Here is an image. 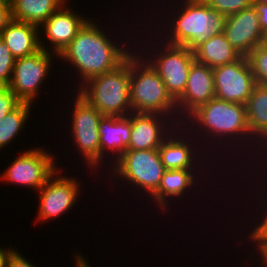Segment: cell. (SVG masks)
<instances>
[{
	"label": "cell",
	"mask_w": 267,
	"mask_h": 267,
	"mask_svg": "<svg viewBox=\"0 0 267 267\" xmlns=\"http://www.w3.org/2000/svg\"><path fill=\"white\" fill-rule=\"evenodd\" d=\"M92 20L90 17L58 56V60H64V65L66 61V65H71L70 68H74L75 71L77 69L76 77L80 76L77 83L81 80L79 87L94 76L116 69L132 53L131 51H134L131 46L129 49L126 48L127 42H115L118 38L111 39L110 35L95 23L96 19Z\"/></svg>",
	"instance_id": "obj_1"
},
{
	"label": "cell",
	"mask_w": 267,
	"mask_h": 267,
	"mask_svg": "<svg viewBox=\"0 0 267 267\" xmlns=\"http://www.w3.org/2000/svg\"><path fill=\"white\" fill-rule=\"evenodd\" d=\"M182 126H186V128L188 126V128L190 129H188V131L191 132L192 130L191 134H195L194 136L196 139V135L198 134L200 136L199 140L201 136H203V138H206L204 140L205 142L207 141L206 143L209 144L211 141L210 144L211 146L213 144V147H218V144L222 143L225 148L226 141L230 140V142L227 141V143L229 144L226 143V145H228L227 148L231 147L233 143H236L234 145L235 147L239 146L240 148L243 147L244 149L245 147L248 149L252 146L253 143L254 150L253 148H251L252 152L256 151V149L258 148V145L256 144V142H253L252 137L249 133L246 107L244 104L232 103L215 97L193 111L184 120ZM194 130H196L195 133H193ZM201 133L203 135H201ZM213 139L217 140L218 142L214 141ZM215 142L217 144L214 146ZM238 143L241 145H239ZM245 143L248 145V147L247 145L244 146Z\"/></svg>",
	"instance_id": "obj_2"
},
{
	"label": "cell",
	"mask_w": 267,
	"mask_h": 267,
	"mask_svg": "<svg viewBox=\"0 0 267 267\" xmlns=\"http://www.w3.org/2000/svg\"><path fill=\"white\" fill-rule=\"evenodd\" d=\"M181 4L171 8L169 19L166 18V26L157 29L160 37H164L166 43L185 46L194 49L201 42L210 39L215 34L223 33L226 16L212 9L204 0H181ZM178 8V9H177ZM180 9V10H179ZM174 10L177 11L174 13ZM171 12L173 16L170 17ZM176 15V16H175ZM171 18V20H170ZM169 25V26H168ZM169 27V28H167ZM162 31V33H161ZM164 33V35H163ZM169 38V39H168Z\"/></svg>",
	"instance_id": "obj_3"
},
{
	"label": "cell",
	"mask_w": 267,
	"mask_h": 267,
	"mask_svg": "<svg viewBox=\"0 0 267 267\" xmlns=\"http://www.w3.org/2000/svg\"><path fill=\"white\" fill-rule=\"evenodd\" d=\"M134 49L130 54V100L132 112L158 113L178 118L176 101L167 92L166 86L157 71ZM177 118H176V117Z\"/></svg>",
	"instance_id": "obj_4"
},
{
	"label": "cell",
	"mask_w": 267,
	"mask_h": 267,
	"mask_svg": "<svg viewBox=\"0 0 267 267\" xmlns=\"http://www.w3.org/2000/svg\"><path fill=\"white\" fill-rule=\"evenodd\" d=\"M76 92L103 116H128L130 100V55L116 69L94 76Z\"/></svg>",
	"instance_id": "obj_5"
},
{
	"label": "cell",
	"mask_w": 267,
	"mask_h": 267,
	"mask_svg": "<svg viewBox=\"0 0 267 267\" xmlns=\"http://www.w3.org/2000/svg\"><path fill=\"white\" fill-rule=\"evenodd\" d=\"M153 43L154 50H151L153 48H149L147 45V48L143 49L144 52L142 48L138 52L140 51L141 55L157 71L166 86L167 92L176 101L186 88L189 70L195 62L194 51L185 46L173 45L165 41L163 43V40H158L155 47ZM158 43H161L159 44L160 48L156 47ZM156 48L158 49L156 50ZM147 49L149 52H147Z\"/></svg>",
	"instance_id": "obj_6"
},
{
	"label": "cell",
	"mask_w": 267,
	"mask_h": 267,
	"mask_svg": "<svg viewBox=\"0 0 267 267\" xmlns=\"http://www.w3.org/2000/svg\"><path fill=\"white\" fill-rule=\"evenodd\" d=\"M114 163L110 171L116 179L127 181L124 186L129 184L134 191L138 187V192L150 197L158 190L166 171L158 149L126 150Z\"/></svg>",
	"instance_id": "obj_7"
},
{
	"label": "cell",
	"mask_w": 267,
	"mask_h": 267,
	"mask_svg": "<svg viewBox=\"0 0 267 267\" xmlns=\"http://www.w3.org/2000/svg\"><path fill=\"white\" fill-rule=\"evenodd\" d=\"M72 116L70 119L71 137L73 138L75 149L79 151L90 170L96 171L103 166L104 158L100 155L99 123L103 115L84 98L76 93L73 99ZM85 157V158H84Z\"/></svg>",
	"instance_id": "obj_8"
},
{
	"label": "cell",
	"mask_w": 267,
	"mask_h": 267,
	"mask_svg": "<svg viewBox=\"0 0 267 267\" xmlns=\"http://www.w3.org/2000/svg\"><path fill=\"white\" fill-rule=\"evenodd\" d=\"M52 153L45 148L28 149L22 151L13 162L4 170L0 181L22 185L40 190L48 178L57 170L55 159Z\"/></svg>",
	"instance_id": "obj_9"
},
{
	"label": "cell",
	"mask_w": 267,
	"mask_h": 267,
	"mask_svg": "<svg viewBox=\"0 0 267 267\" xmlns=\"http://www.w3.org/2000/svg\"><path fill=\"white\" fill-rule=\"evenodd\" d=\"M53 57L58 58L56 54L40 49L35 54L15 60L8 87L21 102L33 104L38 99L40 87L54 65Z\"/></svg>",
	"instance_id": "obj_10"
},
{
	"label": "cell",
	"mask_w": 267,
	"mask_h": 267,
	"mask_svg": "<svg viewBox=\"0 0 267 267\" xmlns=\"http://www.w3.org/2000/svg\"><path fill=\"white\" fill-rule=\"evenodd\" d=\"M57 170L48 178L44 186L38 190L39 205L37 213L38 222H47L57 219L65 212L68 213L79 198L81 184L75 177L66 175L60 177ZM40 220V221H39Z\"/></svg>",
	"instance_id": "obj_11"
},
{
	"label": "cell",
	"mask_w": 267,
	"mask_h": 267,
	"mask_svg": "<svg viewBox=\"0 0 267 267\" xmlns=\"http://www.w3.org/2000/svg\"><path fill=\"white\" fill-rule=\"evenodd\" d=\"M215 97L232 103L246 104L256 86L248 58L213 68Z\"/></svg>",
	"instance_id": "obj_12"
},
{
	"label": "cell",
	"mask_w": 267,
	"mask_h": 267,
	"mask_svg": "<svg viewBox=\"0 0 267 267\" xmlns=\"http://www.w3.org/2000/svg\"><path fill=\"white\" fill-rule=\"evenodd\" d=\"M65 3L56 10L40 27V48L59 56L68 46L79 30L89 20L86 16L72 10V7H66ZM44 32V33H43ZM43 36L46 37L43 39ZM47 39L49 44H44ZM49 49V50H48ZM53 51V52H52Z\"/></svg>",
	"instance_id": "obj_13"
},
{
	"label": "cell",
	"mask_w": 267,
	"mask_h": 267,
	"mask_svg": "<svg viewBox=\"0 0 267 267\" xmlns=\"http://www.w3.org/2000/svg\"><path fill=\"white\" fill-rule=\"evenodd\" d=\"M173 120L158 113L131 112L132 129L127 150L158 149L170 132L178 127V122Z\"/></svg>",
	"instance_id": "obj_14"
},
{
	"label": "cell",
	"mask_w": 267,
	"mask_h": 267,
	"mask_svg": "<svg viewBox=\"0 0 267 267\" xmlns=\"http://www.w3.org/2000/svg\"><path fill=\"white\" fill-rule=\"evenodd\" d=\"M186 129L187 128H184V126L182 127V125H178V127L173 132H171V134L162 142L161 146L158 148L162 164L164 165L166 170H178V169L195 170L197 169L198 164H200L199 169L200 170L202 169L201 167L202 159L200 158H202V155L204 157L205 153H203L202 150L201 154L200 147L197 146H199L200 142L203 141L202 140L203 138H201V141H198L199 143H197L195 140L193 141V139H195L193 138V134L191 135L190 132H188V129L187 130ZM176 130L178 133L176 132ZM183 134L185 135L188 134V135L185 136ZM189 135L190 137L189 139H187ZM195 143L196 145L197 144L198 145L195 146L194 145ZM199 154H201V156Z\"/></svg>",
	"instance_id": "obj_15"
},
{
	"label": "cell",
	"mask_w": 267,
	"mask_h": 267,
	"mask_svg": "<svg viewBox=\"0 0 267 267\" xmlns=\"http://www.w3.org/2000/svg\"><path fill=\"white\" fill-rule=\"evenodd\" d=\"M213 98H215L213 69L195 61L189 70L186 88L176 100L178 120L184 122L199 106Z\"/></svg>",
	"instance_id": "obj_16"
},
{
	"label": "cell",
	"mask_w": 267,
	"mask_h": 267,
	"mask_svg": "<svg viewBox=\"0 0 267 267\" xmlns=\"http://www.w3.org/2000/svg\"><path fill=\"white\" fill-rule=\"evenodd\" d=\"M223 33L230 44L245 57L263 42L264 37L254 6L227 16Z\"/></svg>",
	"instance_id": "obj_17"
},
{
	"label": "cell",
	"mask_w": 267,
	"mask_h": 267,
	"mask_svg": "<svg viewBox=\"0 0 267 267\" xmlns=\"http://www.w3.org/2000/svg\"><path fill=\"white\" fill-rule=\"evenodd\" d=\"M131 113L128 116H103L99 123L100 155L112 153L114 162L127 150L131 136Z\"/></svg>",
	"instance_id": "obj_18"
},
{
	"label": "cell",
	"mask_w": 267,
	"mask_h": 267,
	"mask_svg": "<svg viewBox=\"0 0 267 267\" xmlns=\"http://www.w3.org/2000/svg\"><path fill=\"white\" fill-rule=\"evenodd\" d=\"M197 173V170H166L161 178L158 190L150 197L151 201L153 199V202L159 205L158 208L160 207L161 211L171 210L169 205L171 199L181 200L179 198L183 197L188 189L193 191L192 186L197 187L198 184L195 183L199 182L197 180L198 176H201L203 171L196 176ZM167 206H169L168 209Z\"/></svg>",
	"instance_id": "obj_19"
},
{
	"label": "cell",
	"mask_w": 267,
	"mask_h": 267,
	"mask_svg": "<svg viewBox=\"0 0 267 267\" xmlns=\"http://www.w3.org/2000/svg\"><path fill=\"white\" fill-rule=\"evenodd\" d=\"M0 37L16 59L35 54L41 49L39 27L26 22L12 20Z\"/></svg>",
	"instance_id": "obj_20"
},
{
	"label": "cell",
	"mask_w": 267,
	"mask_h": 267,
	"mask_svg": "<svg viewBox=\"0 0 267 267\" xmlns=\"http://www.w3.org/2000/svg\"><path fill=\"white\" fill-rule=\"evenodd\" d=\"M195 61L215 68L239 60L242 55L230 44L224 33L215 34L194 49Z\"/></svg>",
	"instance_id": "obj_21"
},
{
	"label": "cell",
	"mask_w": 267,
	"mask_h": 267,
	"mask_svg": "<svg viewBox=\"0 0 267 267\" xmlns=\"http://www.w3.org/2000/svg\"><path fill=\"white\" fill-rule=\"evenodd\" d=\"M245 107L249 133L259 145L267 138V86L257 83Z\"/></svg>",
	"instance_id": "obj_22"
},
{
	"label": "cell",
	"mask_w": 267,
	"mask_h": 267,
	"mask_svg": "<svg viewBox=\"0 0 267 267\" xmlns=\"http://www.w3.org/2000/svg\"><path fill=\"white\" fill-rule=\"evenodd\" d=\"M12 19L40 27L65 2L63 0H9Z\"/></svg>",
	"instance_id": "obj_23"
},
{
	"label": "cell",
	"mask_w": 267,
	"mask_h": 267,
	"mask_svg": "<svg viewBox=\"0 0 267 267\" xmlns=\"http://www.w3.org/2000/svg\"><path fill=\"white\" fill-rule=\"evenodd\" d=\"M31 108H33L31 103L21 102L0 121V150L19 137L22 129L24 131Z\"/></svg>",
	"instance_id": "obj_24"
},
{
	"label": "cell",
	"mask_w": 267,
	"mask_h": 267,
	"mask_svg": "<svg viewBox=\"0 0 267 267\" xmlns=\"http://www.w3.org/2000/svg\"><path fill=\"white\" fill-rule=\"evenodd\" d=\"M256 83L267 86V47L261 43L248 56Z\"/></svg>",
	"instance_id": "obj_25"
},
{
	"label": "cell",
	"mask_w": 267,
	"mask_h": 267,
	"mask_svg": "<svg viewBox=\"0 0 267 267\" xmlns=\"http://www.w3.org/2000/svg\"><path fill=\"white\" fill-rule=\"evenodd\" d=\"M16 58L0 37V87H8Z\"/></svg>",
	"instance_id": "obj_26"
},
{
	"label": "cell",
	"mask_w": 267,
	"mask_h": 267,
	"mask_svg": "<svg viewBox=\"0 0 267 267\" xmlns=\"http://www.w3.org/2000/svg\"><path fill=\"white\" fill-rule=\"evenodd\" d=\"M218 13L229 16L253 6V0H204Z\"/></svg>",
	"instance_id": "obj_27"
},
{
	"label": "cell",
	"mask_w": 267,
	"mask_h": 267,
	"mask_svg": "<svg viewBox=\"0 0 267 267\" xmlns=\"http://www.w3.org/2000/svg\"><path fill=\"white\" fill-rule=\"evenodd\" d=\"M20 103L9 87H0V121Z\"/></svg>",
	"instance_id": "obj_28"
},
{
	"label": "cell",
	"mask_w": 267,
	"mask_h": 267,
	"mask_svg": "<svg viewBox=\"0 0 267 267\" xmlns=\"http://www.w3.org/2000/svg\"><path fill=\"white\" fill-rule=\"evenodd\" d=\"M266 196H267V194H266ZM266 200H267V198L265 199V201ZM265 201L262 202L264 204H262V206H261L262 207V210L260 212L261 217L256 220V221H258L260 219L258 221L260 224L257 222L255 224L256 226H254L255 229L251 228L252 231L248 234V236H267V201L266 202ZM264 205H266V206H264Z\"/></svg>",
	"instance_id": "obj_29"
},
{
	"label": "cell",
	"mask_w": 267,
	"mask_h": 267,
	"mask_svg": "<svg viewBox=\"0 0 267 267\" xmlns=\"http://www.w3.org/2000/svg\"><path fill=\"white\" fill-rule=\"evenodd\" d=\"M249 242L252 244H256L255 248L259 254V260H262L260 263L263 264V267H267V236H248Z\"/></svg>",
	"instance_id": "obj_30"
},
{
	"label": "cell",
	"mask_w": 267,
	"mask_h": 267,
	"mask_svg": "<svg viewBox=\"0 0 267 267\" xmlns=\"http://www.w3.org/2000/svg\"><path fill=\"white\" fill-rule=\"evenodd\" d=\"M31 263L24 255L22 256L19 251L14 249L7 259L6 267H36Z\"/></svg>",
	"instance_id": "obj_31"
},
{
	"label": "cell",
	"mask_w": 267,
	"mask_h": 267,
	"mask_svg": "<svg viewBox=\"0 0 267 267\" xmlns=\"http://www.w3.org/2000/svg\"><path fill=\"white\" fill-rule=\"evenodd\" d=\"M12 11L10 3L0 4V33L7 27L12 21Z\"/></svg>",
	"instance_id": "obj_32"
},
{
	"label": "cell",
	"mask_w": 267,
	"mask_h": 267,
	"mask_svg": "<svg viewBox=\"0 0 267 267\" xmlns=\"http://www.w3.org/2000/svg\"><path fill=\"white\" fill-rule=\"evenodd\" d=\"M258 14L261 31L267 33V4H253Z\"/></svg>",
	"instance_id": "obj_33"
},
{
	"label": "cell",
	"mask_w": 267,
	"mask_h": 267,
	"mask_svg": "<svg viewBox=\"0 0 267 267\" xmlns=\"http://www.w3.org/2000/svg\"><path fill=\"white\" fill-rule=\"evenodd\" d=\"M260 147V148H259ZM263 147H264V149H263ZM258 150V152L256 151V155L257 154H259L258 156H261V154L263 155L262 157H259V158H263L264 157V159H263V163L261 162V166H260V162L258 163L259 165V169H257L258 171L259 170H261L262 169V167H264V165H262V164H264V162H265V171H267L266 170V166H267V138L266 139H264L259 145H258V148H257ZM261 149V150H260ZM263 152H266V153H263ZM266 156V157H265ZM266 158V159H265ZM265 160V161H264ZM263 174H265L264 176H266L265 178H267V173L265 172H263ZM266 182H267V179L265 180Z\"/></svg>",
	"instance_id": "obj_34"
},
{
	"label": "cell",
	"mask_w": 267,
	"mask_h": 267,
	"mask_svg": "<svg viewBox=\"0 0 267 267\" xmlns=\"http://www.w3.org/2000/svg\"><path fill=\"white\" fill-rule=\"evenodd\" d=\"M13 250L11 247L8 249L0 247V267H6L7 259Z\"/></svg>",
	"instance_id": "obj_35"
},
{
	"label": "cell",
	"mask_w": 267,
	"mask_h": 267,
	"mask_svg": "<svg viewBox=\"0 0 267 267\" xmlns=\"http://www.w3.org/2000/svg\"><path fill=\"white\" fill-rule=\"evenodd\" d=\"M84 255H81L80 253H76L75 255V261H76V267H91L86 259L83 258Z\"/></svg>",
	"instance_id": "obj_36"
},
{
	"label": "cell",
	"mask_w": 267,
	"mask_h": 267,
	"mask_svg": "<svg viewBox=\"0 0 267 267\" xmlns=\"http://www.w3.org/2000/svg\"><path fill=\"white\" fill-rule=\"evenodd\" d=\"M253 4H267V0H253Z\"/></svg>",
	"instance_id": "obj_37"
},
{
	"label": "cell",
	"mask_w": 267,
	"mask_h": 267,
	"mask_svg": "<svg viewBox=\"0 0 267 267\" xmlns=\"http://www.w3.org/2000/svg\"><path fill=\"white\" fill-rule=\"evenodd\" d=\"M262 43L267 47V33L264 34Z\"/></svg>",
	"instance_id": "obj_38"
},
{
	"label": "cell",
	"mask_w": 267,
	"mask_h": 267,
	"mask_svg": "<svg viewBox=\"0 0 267 267\" xmlns=\"http://www.w3.org/2000/svg\"><path fill=\"white\" fill-rule=\"evenodd\" d=\"M1 3H10V1L9 0H0V4Z\"/></svg>",
	"instance_id": "obj_39"
}]
</instances>
